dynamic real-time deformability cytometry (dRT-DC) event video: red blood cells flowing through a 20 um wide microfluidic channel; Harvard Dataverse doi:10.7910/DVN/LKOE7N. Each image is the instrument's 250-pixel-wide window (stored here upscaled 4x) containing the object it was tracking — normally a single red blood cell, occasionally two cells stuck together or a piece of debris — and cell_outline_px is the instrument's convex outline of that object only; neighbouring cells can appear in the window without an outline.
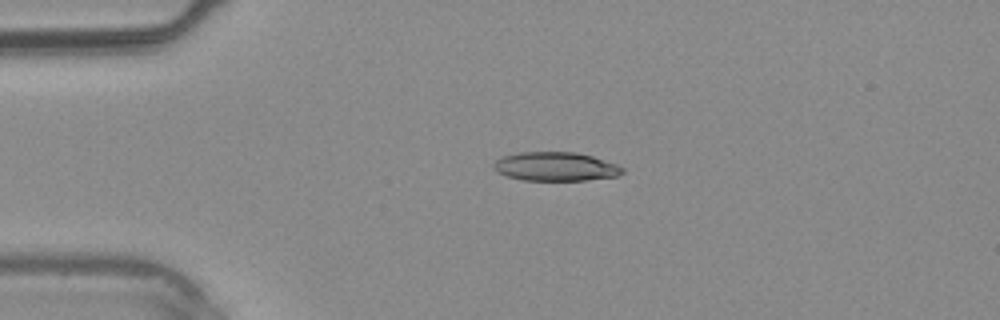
{"species": "common noctule bat (a hibernating species)", "species_latin": "Nyctalus noctula", "temperature_condition": "warm", "stored_images_in_passage": 4, "camera_frame_rate_fps": 3000, "um_per_image_px": 0.085, "animal": {"sex": "male", "body_mass_g": 20.4}, "frame": {"image": 1, "passage_image": 3, "time_ms": 2.333, "image_size_px": [1000, 320], "cell_outline_px": [[624, 172], [616, 176], [584, 180], [524, 180], [508, 176], [496, 172], [492, 168], [492, 164], [496, 160], [504, 156], [516, 152], [576, 152], [592, 156], [616, 164], [624, 168]], "centroid_in_image_um": [47.19, 14.15], "position_along_channel_um": 37.8, "area_um2": 21.62}}